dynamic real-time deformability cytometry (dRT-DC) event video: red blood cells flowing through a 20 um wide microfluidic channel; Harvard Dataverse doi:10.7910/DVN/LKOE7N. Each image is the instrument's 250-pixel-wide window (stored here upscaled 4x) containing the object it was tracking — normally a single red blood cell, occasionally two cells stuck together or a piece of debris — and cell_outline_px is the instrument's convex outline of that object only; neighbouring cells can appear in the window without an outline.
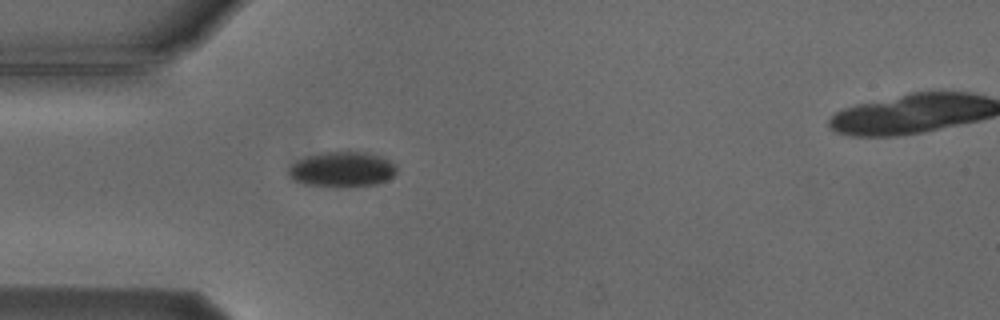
{"species": "Egyptian fruit bat (a non-hibernating species)", "species_latin": "Rousettus aegyptiacus", "temperature_condition": "cold", "stored_images_in_passage": 5, "camera_frame_rate_fps": 3000, "um_per_image_px": 0.085, "animal": {"sex": "male"}, "frame": {"image": 1, "passage_image": 4, "time_ms": 3.667, "image_size_px": [1000, 320], "cell_outline_px": [[396, 172], [392, 176], [376, 184], [336, 188], [304, 184], [292, 180], [288, 176], [288, 168], [292, 164], [308, 156], [324, 152], [368, 152], [384, 156], [396, 164]], "centroid_in_image_um": [29.08, 14.41], "position_along_channel_um": 55.9, "area_um2": 22.43}}